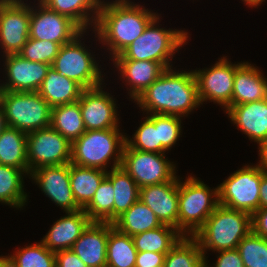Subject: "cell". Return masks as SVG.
Returning <instances> with one entry per match:
<instances>
[{
  "label": "cell",
  "mask_w": 267,
  "mask_h": 267,
  "mask_svg": "<svg viewBox=\"0 0 267 267\" xmlns=\"http://www.w3.org/2000/svg\"><path fill=\"white\" fill-rule=\"evenodd\" d=\"M252 231L267 239V208H260L252 214Z\"/></svg>",
  "instance_id": "44"
},
{
  "label": "cell",
  "mask_w": 267,
  "mask_h": 267,
  "mask_svg": "<svg viewBox=\"0 0 267 267\" xmlns=\"http://www.w3.org/2000/svg\"><path fill=\"white\" fill-rule=\"evenodd\" d=\"M103 86L84 89L80 99L82 119L86 130L118 128L116 101Z\"/></svg>",
  "instance_id": "15"
},
{
  "label": "cell",
  "mask_w": 267,
  "mask_h": 267,
  "mask_svg": "<svg viewBox=\"0 0 267 267\" xmlns=\"http://www.w3.org/2000/svg\"><path fill=\"white\" fill-rule=\"evenodd\" d=\"M240 64H232L223 57L211 68L194 70L200 103L213 101L227 110L231 106L235 72Z\"/></svg>",
  "instance_id": "13"
},
{
  "label": "cell",
  "mask_w": 267,
  "mask_h": 267,
  "mask_svg": "<svg viewBox=\"0 0 267 267\" xmlns=\"http://www.w3.org/2000/svg\"><path fill=\"white\" fill-rule=\"evenodd\" d=\"M143 123L136 130L133 139L126 137L125 142L138 151L161 153V141L158 135V114L144 117Z\"/></svg>",
  "instance_id": "36"
},
{
  "label": "cell",
  "mask_w": 267,
  "mask_h": 267,
  "mask_svg": "<svg viewBox=\"0 0 267 267\" xmlns=\"http://www.w3.org/2000/svg\"><path fill=\"white\" fill-rule=\"evenodd\" d=\"M218 205V188L212 190L193 176L179 179V231L184 236H194Z\"/></svg>",
  "instance_id": "6"
},
{
  "label": "cell",
  "mask_w": 267,
  "mask_h": 267,
  "mask_svg": "<svg viewBox=\"0 0 267 267\" xmlns=\"http://www.w3.org/2000/svg\"><path fill=\"white\" fill-rule=\"evenodd\" d=\"M7 127L6 119H5V114L3 109L0 110V134L2 131Z\"/></svg>",
  "instance_id": "48"
},
{
  "label": "cell",
  "mask_w": 267,
  "mask_h": 267,
  "mask_svg": "<svg viewBox=\"0 0 267 267\" xmlns=\"http://www.w3.org/2000/svg\"><path fill=\"white\" fill-rule=\"evenodd\" d=\"M72 143L51 126L27 134L28 174L42 166L71 162Z\"/></svg>",
  "instance_id": "11"
},
{
  "label": "cell",
  "mask_w": 267,
  "mask_h": 267,
  "mask_svg": "<svg viewBox=\"0 0 267 267\" xmlns=\"http://www.w3.org/2000/svg\"><path fill=\"white\" fill-rule=\"evenodd\" d=\"M225 112L249 140L258 144L267 140V98L230 106Z\"/></svg>",
  "instance_id": "21"
},
{
  "label": "cell",
  "mask_w": 267,
  "mask_h": 267,
  "mask_svg": "<svg viewBox=\"0 0 267 267\" xmlns=\"http://www.w3.org/2000/svg\"><path fill=\"white\" fill-rule=\"evenodd\" d=\"M107 267H135L137 250L132 236L122 233L113 223L107 243Z\"/></svg>",
  "instance_id": "31"
},
{
  "label": "cell",
  "mask_w": 267,
  "mask_h": 267,
  "mask_svg": "<svg viewBox=\"0 0 267 267\" xmlns=\"http://www.w3.org/2000/svg\"><path fill=\"white\" fill-rule=\"evenodd\" d=\"M109 232V222H91L71 249L88 267H107Z\"/></svg>",
  "instance_id": "19"
},
{
  "label": "cell",
  "mask_w": 267,
  "mask_h": 267,
  "mask_svg": "<svg viewBox=\"0 0 267 267\" xmlns=\"http://www.w3.org/2000/svg\"><path fill=\"white\" fill-rule=\"evenodd\" d=\"M40 1L51 10H54L59 14L69 17L83 31H86V29H88L87 28L88 25H92L95 27L99 11L103 3V1L101 0H40ZM90 11L94 16L90 15L91 14Z\"/></svg>",
  "instance_id": "25"
},
{
  "label": "cell",
  "mask_w": 267,
  "mask_h": 267,
  "mask_svg": "<svg viewBox=\"0 0 267 267\" xmlns=\"http://www.w3.org/2000/svg\"><path fill=\"white\" fill-rule=\"evenodd\" d=\"M11 257L18 267H55V253L42 242L15 251Z\"/></svg>",
  "instance_id": "38"
},
{
  "label": "cell",
  "mask_w": 267,
  "mask_h": 267,
  "mask_svg": "<svg viewBox=\"0 0 267 267\" xmlns=\"http://www.w3.org/2000/svg\"><path fill=\"white\" fill-rule=\"evenodd\" d=\"M158 20L157 15L142 35L112 59L148 60L161 63L166 69L172 68L170 61L174 53L186 44L188 33L177 29L166 30L159 26L157 28Z\"/></svg>",
  "instance_id": "5"
},
{
  "label": "cell",
  "mask_w": 267,
  "mask_h": 267,
  "mask_svg": "<svg viewBox=\"0 0 267 267\" xmlns=\"http://www.w3.org/2000/svg\"><path fill=\"white\" fill-rule=\"evenodd\" d=\"M260 183L261 168L245 165L217 186L219 204L252 215L260 209Z\"/></svg>",
  "instance_id": "8"
},
{
  "label": "cell",
  "mask_w": 267,
  "mask_h": 267,
  "mask_svg": "<svg viewBox=\"0 0 267 267\" xmlns=\"http://www.w3.org/2000/svg\"><path fill=\"white\" fill-rule=\"evenodd\" d=\"M38 1L39 9L34 10L30 6L29 38L48 40L63 45L71 42L83 31L69 17L51 10L40 0Z\"/></svg>",
  "instance_id": "14"
},
{
  "label": "cell",
  "mask_w": 267,
  "mask_h": 267,
  "mask_svg": "<svg viewBox=\"0 0 267 267\" xmlns=\"http://www.w3.org/2000/svg\"><path fill=\"white\" fill-rule=\"evenodd\" d=\"M244 267H267V239L251 231L236 248Z\"/></svg>",
  "instance_id": "37"
},
{
  "label": "cell",
  "mask_w": 267,
  "mask_h": 267,
  "mask_svg": "<svg viewBox=\"0 0 267 267\" xmlns=\"http://www.w3.org/2000/svg\"><path fill=\"white\" fill-rule=\"evenodd\" d=\"M24 171L12 166L0 164V202L17 209L27 202V193L24 192ZM26 193V194H25Z\"/></svg>",
  "instance_id": "33"
},
{
  "label": "cell",
  "mask_w": 267,
  "mask_h": 267,
  "mask_svg": "<svg viewBox=\"0 0 267 267\" xmlns=\"http://www.w3.org/2000/svg\"><path fill=\"white\" fill-rule=\"evenodd\" d=\"M134 102L147 114L179 117L190 114L201 104L194 71L179 73L166 69Z\"/></svg>",
  "instance_id": "1"
},
{
  "label": "cell",
  "mask_w": 267,
  "mask_h": 267,
  "mask_svg": "<svg viewBox=\"0 0 267 267\" xmlns=\"http://www.w3.org/2000/svg\"><path fill=\"white\" fill-rule=\"evenodd\" d=\"M132 3L128 0H116L112 3L103 1L93 28L97 32L96 37L109 47L113 58L142 35L157 16L141 5Z\"/></svg>",
  "instance_id": "2"
},
{
  "label": "cell",
  "mask_w": 267,
  "mask_h": 267,
  "mask_svg": "<svg viewBox=\"0 0 267 267\" xmlns=\"http://www.w3.org/2000/svg\"><path fill=\"white\" fill-rule=\"evenodd\" d=\"M167 253L157 252H137L135 267H154L164 266V260Z\"/></svg>",
  "instance_id": "43"
},
{
  "label": "cell",
  "mask_w": 267,
  "mask_h": 267,
  "mask_svg": "<svg viewBox=\"0 0 267 267\" xmlns=\"http://www.w3.org/2000/svg\"><path fill=\"white\" fill-rule=\"evenodd\" d=\"M91 222L83 209L67 212V216L54 222L41 242L54 253L71 249Z\"/></svg>",
  "instance_id": "20"
},
{
  "label": "cell",
  "mask_w": 267,
  "mask_h": 267,
  "mask_svg": "<svg viewBox=\"0 0 267 267\" xmlns=\"http://www.w3.org/2000/svg\"><path fill=\"white\" fill-rule=\"evenodd\" d=\"M246 3V5H249L250 7H257L259 6L263 1L265 0H242Z\"/></svg>",
  "instance_id": "49"
},
{
  "label": "cell",
  "mask_w": 267,
  "mask_h": 267,
  "mask_svg": "<svg viewBox=\"0 0 267 267\" xmlns=\"http://www.w3.org/2000/svg\"><path fill=\"white\" fill-rule=\"evenodd\" d=\"M251 231L252 215L219 204L193 237L206 259V250L219 252L236 249Z\"/></svg>",
  "instance_id": "3"
},
{
  "label": "cell",
  "mask_w": 267,
  "mask_h": 267,
  "mask_svg": "<svg viewBox=\"0 0 267 267\" xmlns=\"http://www.w3.org/2000/svg\"><path fill=\"white\" fill-rule=\"evenodd\" d=\"M218 259L215 267H244V263L237 249L223 250L217 252ZM205 267H209L205 259Z\"/></svg>",
  "instance_id": "41"
},
{
  "label": "cell",
  "mask_w": 267,
  "mask_h": 267,
  "mask_svg": "<svg viewBox=\"0 0 267 267\" xmlns=\"http://www.w3.org/2000/svg\"><path fill=\"white\" fill-rule=\"evenodd\" d=\"M181 118L174 115L158 114V135L161 141V153H165L181 135Z\"/></svg>",
  "instance_id": "40"
},
{
  "label": "cell",
  "mask_w": 267,
  "mask_h": 267,
  "mask_svg": "<svg viewBox=\"0 0 267 267\" xmlns=\"http://www.w3.org/2000/svg\"><path fill=\"white\" fill-rule=\"evenodd\" d=\"M164 267H205V257L193 236H183L166 254Z\"/></svg>",
  "instance_id": "34"
},
{
  "label": "cell",
  "mask_w": 267,
  "mask_h": 267,
  "mask_svg": "<svg viewBox=\"0 0 267 267\" xmlns=\"http://www.w3.org/2000/svg\"><path fill=\"white\" fill-rule=\"evenodd\" d=\"M3 111L7 126L26 134L51 125L52 108L38 92L6 91Z\"/></svg>",
  "instance_id": "7"
},
{
  "label": "cell",
  "mask_w": 267,
  "mask_h": 267,
  "mask_svg": "<svg viewBox=\"0 0 267 267\" xmlns=\"http://www.w3.org/2000/svg\"><path fill=\"white\" fill-rule=\"evenodd\" d=\"M183 236L178 229L162 224L132 238L137 252L168 253Z\"/></svg>",
  "instance_id": "30"
},
{
  "label": "cell",
  "mask_w": 267,
  "mask_h": 267,
  "mask_svg": "<svg viewBox=\"0 0 267 267\" xmlns=\"http://www.w3.org/2000/svg\"><path fill=\"white\" fill-rule=\"evenodd\" d=\"M114 194L112 182L105 177L83 209L92 222H114Z\"/></svg>",
  "instance_id": "35"
},
{
  "label": "cell",
  "mask_w": 267,
  "mask_h": 267,
  "mask_svg": "<svg viewBox=\"0 0 267 267\" xmlns=\"http://www.w3.org/2000/svg\"><path fill=\"white\" fill-rule=\"evenodd\" d=\"M83 90L84 88L76 81L60 74L50 66L37 92L53 108L77 102Z\"/></svg>",
  "instance_id": "24"
},
{
  "label": "cell",
  "mask_w": 267,
  "mask_h": 267,
  "mask_svg": "<svg viewBox=\"0 0 267 267\" xmlns=\"http://www.w3.org/2000/svg\"><path fill=\"white\" fill-rule=\"evenodd\" d=\"M260 162L258 166L265 172H267V140L258 144Z\"/></svg>",
  "instance_id": "46"
},
{
  "label": "cell",
  "mask_w": 267,
  "mask_h": 267,
  "mask_svg": "<svg viewBox=\"0 0 267 267\" xmlns=\"http://www.w3.org/2000/svg\"><path fill=\"white\" fill-rule=\"evenodd\" d=\"M0 267H18L11 256H0Z\"/></svg>",
  "instance_id": "47"
},
{
  "label": "cell",
  "mask_w": 267,
  "mask_h": 267,
  "mask_svg": "<svg viewBox=\"0 0 267 267\" xmlns=\"http://www.w3.org/2000/svg\"><path fill=\"white\" fill-rule=\"evenodd\" d=\"M5 93H6V89L3 87L2 84H0V110L3 109V100H4Z\"/></svg>",
  "instance_id": "50"
},
{
  "label": "cell",
  "mask_w": 267,
  "mask_h": 267,
  "mask_svg": "<svg viewBox=\"0 0 267 267\" xmlns=\"http://www.w3.org/2000/svg\"><path fill=\"white\" fill-rule=\"evenodd\" d=\"M139 200L150 208L161 224L179 230V179L140 188Z\"/></svg>",
  "instance_id": "17"
},
{
  "label": "cell",
  "mask_w": 267,
  "mask_h": 267,
  "mask_svg": "<svg viewBox=\"0 0 267 267\" xmlns=\"http://www.w3.org/2000/svg\"><path fill=\"white\" fill-rule=\"evenodd\" d=\"M55 267H88L72 249L55 253Z\"/></svg>",
  "instance_id": "42"
},
{
  "label": "cell",
  "mask_w": 267,
  "mask_h": 267,
  "mask_svg": "<svg viewBox=\"0 0 267 267\" xmlns=\"http://www.w3.org/2000/svg\"><path fill=\"white\" fill-rule=\"evenodd\" d=\"M7 82L6 91L37 92L51 65L24 59L19 54L4 56Z\"/></svg>",
  "instance_id": "18"
},
{
  "label": "cell",
  "mask_w": 267,
  "mask_h": 267,
  "mask_svg": "<svg viewBox=\"0 0 267 267\" xmlns=\"http://www.w3.org/2000/svg\"><path fill=\"white\" fill-rule=\"evenodd\" d=\"M47 197L66 213L81 210L70 185V163L60 166H42L30 173Z\"/></svg>",
  "instance_id": "16"
},
{
  "label": "cell",
  "mask_w": 267,
  "mask_h": 267,
  "mask_svg": "<svg viewBox=\"0 0 267 267\" xmlns=\"http://www.w3.org/2000/svg\"><path fill=\"white\" fill-rule=\"evenodd\" d=\"M106 175L107 171L70 163V185L74 199L81 209L90 203Z\"/></svg>",
  "instance_id": "26"
},
{
  "label": "cell",
  "mask_w": 267,
  "mask_h": 267,
  "mask_svg": "<svg viewBox=\"0 0 267 267\" xmlns=\"http://www.w3.org/2000/svg\"><path fill=\"white\" fill-rule=\"evenodd\" d=\"M267 98V78L248 62H242L235 72L231 106Z\"/></svg>",
  "instance_id": "23"
},
{
  "label": "cell",
  "mask_w": 267,
  "mask_h": 267,
  "mask_svg": "<svg viewBox=\"0 0 267 267\" xmlns=\"http://www.w3.org/2000/svg\"><path fill=\"white\" fill-rule=\"evenodd\" d=\"M61 44L48 40H35L28 38L19 55L24 59L52 65Z\"/></svg>",
  "instance_id": "39"
},
{
  "label": "cell",
  "mask_w": 267,
  "mask_h": 267,
  "mask_svg": "<svg viewBox=\"0 0 267 267\" xmlns=\"http://www.w3.org/2000/svg\"><path fill=\"white\" fill-rule=\"evenodd\" d=\"M113 62L130 86L128 93L134 101L166 70L161 63L148 60L113 59Z\"/></svg>",
  "instance_id": "22"
},
{
  "label": "cell",
  "mask_w": 267,
  "mask_h": 267,
  "mask_svg": "<svg viewBox=\"0 0 267 267\" xmlns=\"http://www.w3.org/2000/svg\"><path fill=\"white\" fill-rule=\"evenodd\" d=\"M260 208H267V172L261 169Z\"/></svg>",
  "instance_id": "45"
},
{
  "label": "cell",
  "mask_w": 267,
  "mask_h": 267,
  "mask_svg": "<svg viewBox=\"0 0 267 267\" xmlns=\"http://www.w3.org/2000/svg\"><path fill=\"white\" fill-rule=\"evenodd\" d=\"M141 188L173 181L176 175L175 164L165 158V153H151L132 149L126 142L120 166Z\"/></svg>",
  "instance_id": "10"
},
{
  "label": "cell",
  "mask_w": 267,
  "mask_h": 267,
  "mask_svg": "<svg viewBox=\"0 0 267 267\" xmlns=\"http://www.w3.org/2000/svg\"><path fill=\"white\" fill-rule=\"evenodd\" d=\"M50 126L71 143L79 138L86 131L79 102L53 107Z\"/></svg>",
  "instance_id": "32"
},
{
  "label": "cell",
  "mask_w": 267,
  "mask_h": 267,
  "mask_svg": "<svg viewBox=\"0 0 267 267\" xmlns=\"http://www.w3.org/2000/svg\"><path fill=\"white\" fill-rule=\"evenodd\" d=\"M125 140L119 128L86 130L72 142L70 163L107 171L109 161L114 159L112 169L120 167Z\"/></svg>",
  "instance_id": "4"
},
{
  "label": "cell",
  "mask_w": 267,
  "mask_h": 267,
  "mask_svg": "<svg viewBox=\"0 0 267 267\" xmlns=\"http://www.w3.org/2000/svg\"><path fill=\"white\" fill-rule=\"evenodd\" d=\"M85 32L82 31L71 42L61 46L51 67L84 89H89L102 85L104 79L93 55L81 43L80 39Z\"/></svg>",
  "instance_id": "9"
},
{
  "label": "cell",
  "mask_w": 267,
  "mask_h": 267,
  "mask_svg": "<svg viewBox=\"0 0 267 267\" xmlns=\"http://www.w3.org/2000/svg\"><path fill=\"white\" fill-rule=\"evenodd\" d=\"M113 225L122 233L134 236L155 229L162 224L147 205L137 200L113 222Z\"/></svg>",
  "instance_id": "28"
},
{
  "label": "cell",
  "mask_w": 267,
  "mask_h": 267,
  "mask_svg": "<svg viewBox=\"0 0 267 267\" xmlns=\"http://www.w3.org/2000/svg\"><path fill=\"white\" fill-rule=\"evenodd\" d=\"M0 164L22 169L28 175L27 134L7 126L0 134Z\"/></svg>",
  "instance_id": "27"
},
{
  "label": "cell",
  "mask_w": 267,
  "mask_h": 267,
  "mask_svg": "<svg viewBox=\"0 0 267 267\" xmlns=\"http://www.w3.org/2000/svg\"><path fill=\"white\" fill-rule=\"evenodd\" d=\"M106 177L114 188V221L139 200L140 187L121 167L110 168Z\"/></svg>",
  "instance_id": "29"
},
{
  "label": "cell",
  "mask_w": 267,
  "mask_h": 267,
  "mask_svg": "<svg viewBox=\"0 0 267 267\" xmlns=\"http://www.w3.org/2000/svg\"><path fill=\"white\" fill-rule=\"evenodd\" d=\"M22 0H0V46L4 55L19 54L29 38L30 6Z\"/></svg>",
  "instance_id": "12"
}]
</instances>
